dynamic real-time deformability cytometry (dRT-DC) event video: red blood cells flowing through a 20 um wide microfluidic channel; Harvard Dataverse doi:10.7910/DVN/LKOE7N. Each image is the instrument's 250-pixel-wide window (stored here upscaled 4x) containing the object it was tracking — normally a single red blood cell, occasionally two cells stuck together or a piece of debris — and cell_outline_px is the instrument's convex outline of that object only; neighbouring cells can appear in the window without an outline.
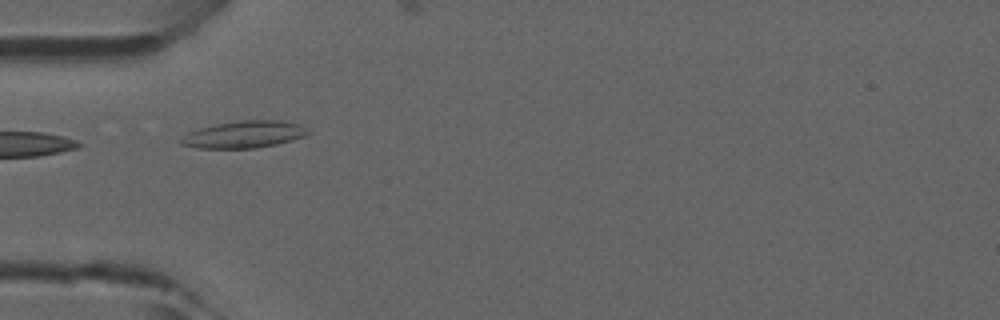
{"species": "common noctule bat (a hibernating species)", "species_latin": "Nyctalus noctula", "temperature_condition": "room temperature", "stored_images_in_passage": 33, "camera_frame_rate_fps": 3000, "um_per_image_px": 0.085, "animal": {"sex": "male", "forearm_length_mm": 52.5}, "frame": {"image": 1, "passage_image": 1, "time_ms": 0.0, "image_size_px": [1000, 320], "cell_outline_px": [[312, 132], [304, 136], [292, 140], [276, 144], [256, 148], [196, 148], [180, 144], [180, 140], [188, 132], [200, 128], [216, 124], [240, 120], [284, 120], [300, 124]], "centroid_in_image_um": [20.78, 11.42], "position_along_channel_um": 64.2, "area_um2": 20.06}}